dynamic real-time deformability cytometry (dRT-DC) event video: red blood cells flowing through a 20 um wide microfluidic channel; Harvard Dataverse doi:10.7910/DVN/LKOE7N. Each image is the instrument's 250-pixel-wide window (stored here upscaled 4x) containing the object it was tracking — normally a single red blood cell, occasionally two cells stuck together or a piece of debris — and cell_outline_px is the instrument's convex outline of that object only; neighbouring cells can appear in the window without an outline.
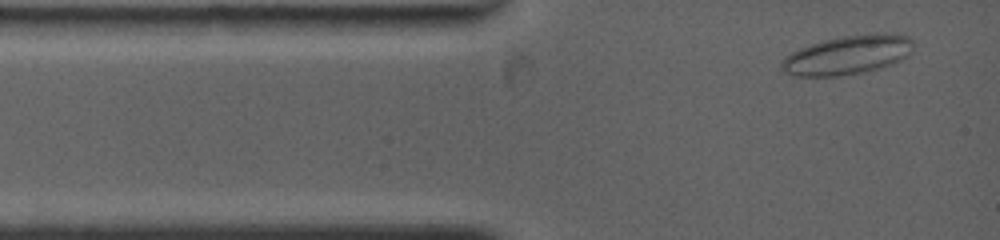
{"species": "common noctule bat (a hibernating species)", "species_latin": "Nyctalus noctula", "temperature_condition": "warm", "stored_images_in_passage": 33, "camera_frame_rate_fps": 4500, "um_per_image_px": 0.085, "animal": {"sex": "female", "body_mass_g": 19.0, "forearm_length_mm": 53.3}, "frame": {"image": 1, "passage_image": 3, "time_ms": 0.444, "image_size_px": [1000, 240], "cell_outline_px": [[912, 52], [908, 56], [892, 64], [880, 68], [860, 72], [836, 76], [796, 76], [784, 72], [780, 68], [780, 60], [784, 56], [800, 48], [824, 40], [840, 36], [876, 32], [884, 32], [908, 36], [912, 40]], "centroid_in_image_um": [72.04, 4.66], "position_along_channel_um": 13.0, "area_um2": 30.17}}
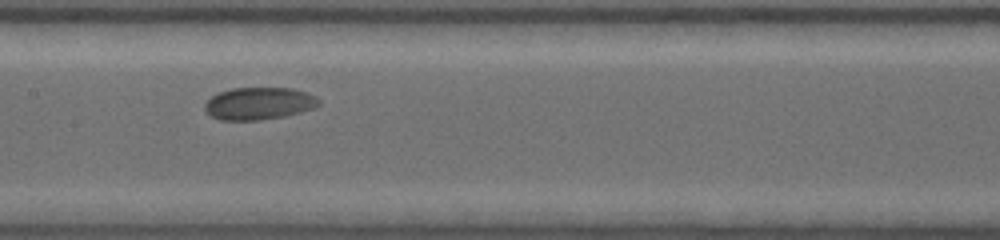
{"frame": {"image": 2, "passage_image": 21, "time_ms": 6.0, "image_size_px": [1000, 240], "cell_outline_px": [[320, 104], [316, 108], [284, 116], [260, 120], [220, 120], [212, 116], [204, 108], [204, 104], [212, 96], [220, 92], [232, 88], [292, 88], [308, 92], [316, 96], [320, 100]], "centroid_in_image_um": [22.05, 8.79], "position_along_channel_um": 185.3, "area_um2": 21.56}}
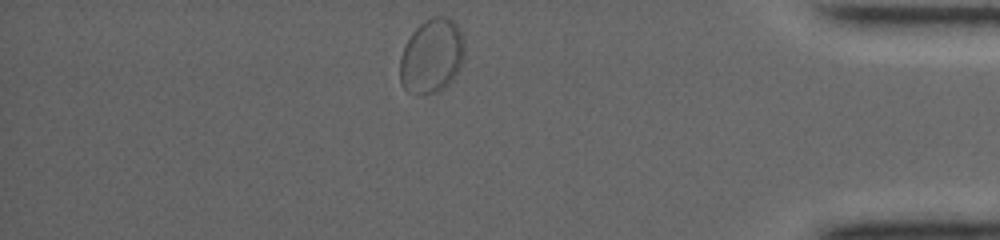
{"frame": {"image": 3, "passage_image": 33, "time_ms": 12.889, "image_size_px": [1000, 240], "cell_outline_px": [[464, 60], [460, 68], [452, 80], [448, 84], [436, 92], [424, 96], [416, 96], [408, 92], [404, 88], [400, 80], [400, 56], [412, 32], [424, 20], [432, 16], [444, 16], [452, 20], [456, 24], [460, 32], [464, 44]], "centroid_in_image_um": [36.69, 4.79], "position_along_channel_um": 398.5, "area_um2": 28.21}, "authors_computed_cell_mechanics": {"area_um2": 22.0796, "velocity_mm_per_s": 3.6607, "shape_relaxation_time_tau1_ms": 1.5073, "shape_relaxation_time_tau2_ms": 2.1348, "deformation_change_tau1": 0.0507, "deformation_change_tau2": 0.0275}}